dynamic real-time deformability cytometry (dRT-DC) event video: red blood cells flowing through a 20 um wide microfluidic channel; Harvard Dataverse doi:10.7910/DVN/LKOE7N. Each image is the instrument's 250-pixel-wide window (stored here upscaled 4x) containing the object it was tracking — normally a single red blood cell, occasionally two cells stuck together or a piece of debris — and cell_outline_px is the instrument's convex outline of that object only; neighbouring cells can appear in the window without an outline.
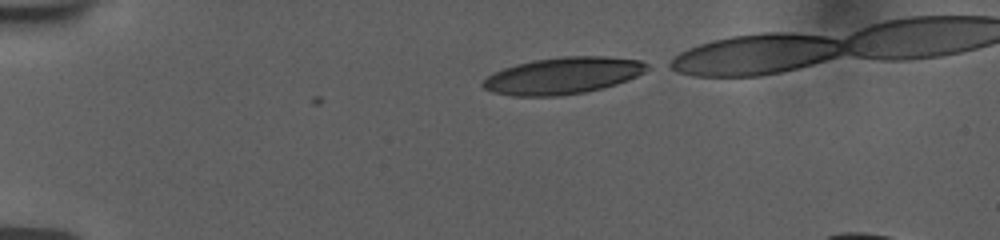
{"species": "human", "species_latin": "Homo sapiens", "temperature_condition": "room temperature", "stored_images_in_passage": 15, "camera_frame_rate_fps": 3000, "um_per_image_px": 0.085, "donor": {"sex": "female"}, "frame": {"image": 1, "passage_image": 1, "time_ms": 0.0, "image_size_px": [1000, 240], "cell_outline_px": [[652, 68], [628, 80], [604, 88], [584, 92], [556, 96], [512, 96], [492, 92], [484, 88], [480, 84], [488, 76], [504, 68], [516, 64], [536, 60], [560, 56], [604, 56], [640, 60], [648, 64]], "centroid_in_image_um": [47.87, 6.43], "position_along_channel_um": 37.1, "area_um2": 35.14}}
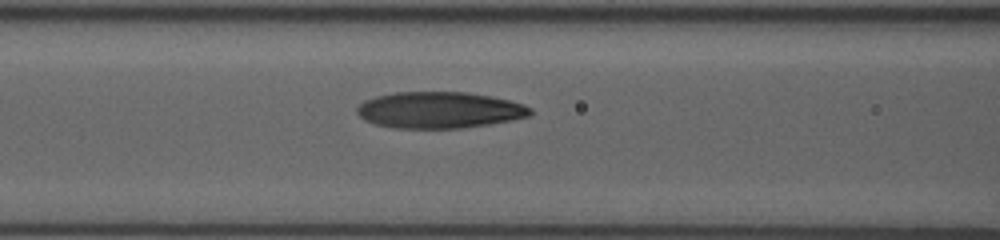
{"frame": {"image": 2, "passage_image": 12, "time_ms": 4.0, "image_size_px": [1000, 240], "cell_outline_px": [[532, 116], [512, 120], [488, 124], [460, 128], [392, 128], [376, 124], [364, 120], [356, 112], [356, 108], [364, 100], [376, 96], [396, 92], [464, 92], [492, 96], [524, 104], [532, 108]], "centroid_in_image_um": [37.35, 9.35], "position_along_channel_um": 129.2, "area_um2": 36.88}}
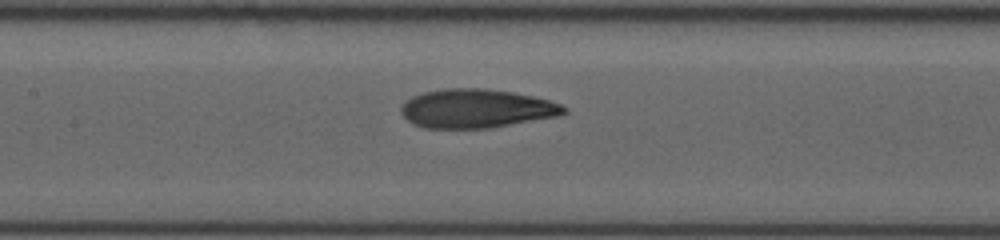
{"frame": {"image": 3, "passage_image": 14, "time_ms": 5.0, "image_size_px": [1000, 240], "cell_outline_px": [[568, 112], [560, 116], [488, 128], [424, 128], [412, 124], [400, 112], [400, 104], [412, 96], [424, 92], [444, 88], [484, 88], [512, 92], [532, 96], [548, 100], [560, 104], [568, 108]], "centroid_in_image_um": [40.47, 9.22], "position_along_channel_um": 166.9, "area_um2": 37.05}}